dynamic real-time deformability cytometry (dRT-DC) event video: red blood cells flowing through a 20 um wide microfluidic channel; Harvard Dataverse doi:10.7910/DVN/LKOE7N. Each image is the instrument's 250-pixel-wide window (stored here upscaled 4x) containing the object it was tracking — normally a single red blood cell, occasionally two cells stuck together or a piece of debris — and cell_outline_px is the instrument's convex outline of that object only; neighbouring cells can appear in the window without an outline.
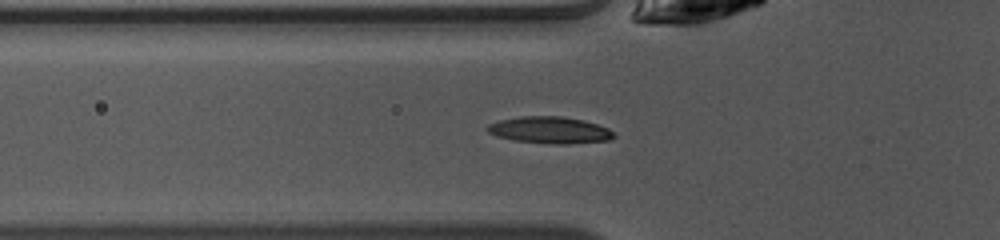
{"species": "common noctule bat (a hibernating species)", "species_latin": "Nyctalus noctula", "temperature_condition": "warm", "stored_images_in_passage": 37, "camera_frame_rate_fps": 3000, "um_per_image_px": 0.085, "animal": {"sex": "female", "body_mass_g": 10.0, "forearm_length_mm": 53.1}, "frame": {"image": 1, "passage_image": 10, "time_ms": 3.0, "image_size_px": [1000, 240], "cell_outline_px": [[616, 136], [608, 140], [568, 144], [552, 144], [516, 140], [496, 136], [488, 132], [484, 128], [488, 124], [500, 120], [520, 116], [560, 116], [584, 120], [608, 128]], "centroid_in_image_um": [46.71, 11.05], "position_along_channel_um": 79.1, "area_um2": 19.65}}
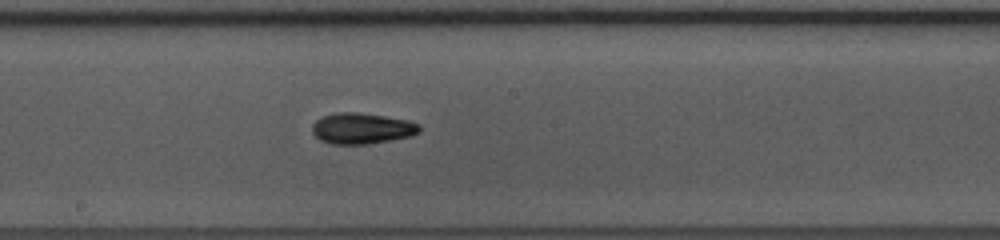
{"frame": {"image": 2, "passage_image": 20, "time_ms": 6.333, "image_size_px": [1000, 240], "cell_outline_px": [[420, 132], [412, 136], [392, 140], [368, 144], [332, 144], [320, 140], [312, 132], [312, 124], [320, 116], [336, 112], [356, 112], [384, 116], [408, 120], [420, 124]], "centroid_in_image_um": [30.75, 10.91], "position_along_channel_um": 217.4, "area_um2": 19.54}}
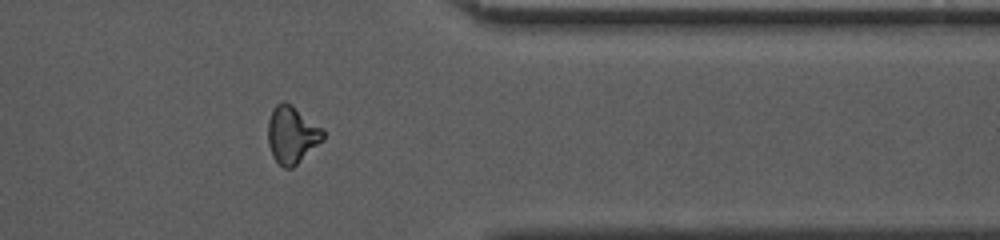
{"frame": {"image": 3, "passage_image": 33, "time_ms": 10.667, "image_size_px": [1000, 240], "cell_outline_px": [[324, 140], [292, 168], [284, 168], [272, 156], [268, 144], [268, 120], [272, 108], [280, 100], [284, 100], [292, 104], [324, 128]], "centroid_in_image_um": [24.82, 11.41], "position_along_channel_um": 386.6, "area_um2": 18.79}, "authors_computed_cell_mechanics": {"area_um2": 18.0336, "velocity_mm_per_s": 4.1006, "shape_relaxation_time_tau1_ms": 4.8767, "shape_relaxation_time_tau2_ms": 2.0363, "deformation_change_tau1": 0.1745, "deformation_change_tau2": 0.0888}}